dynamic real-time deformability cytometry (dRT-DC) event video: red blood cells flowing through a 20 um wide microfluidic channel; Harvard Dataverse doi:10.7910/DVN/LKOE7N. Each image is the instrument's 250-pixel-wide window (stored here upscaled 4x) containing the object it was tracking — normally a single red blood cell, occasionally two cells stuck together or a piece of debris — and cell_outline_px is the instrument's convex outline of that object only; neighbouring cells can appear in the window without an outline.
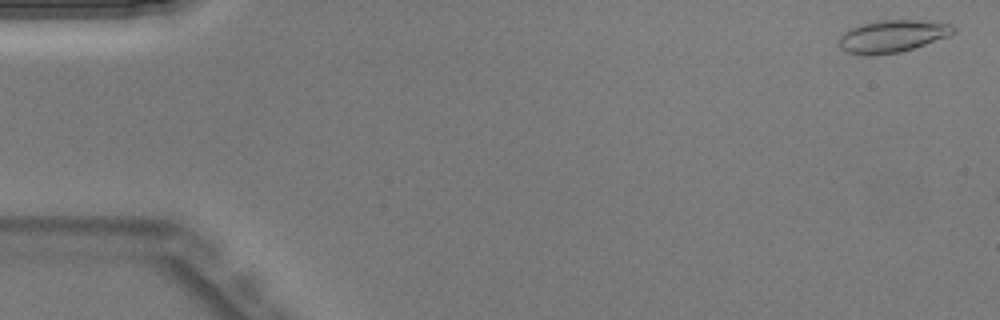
{"species": "Egyptian fruit bat (a non-hibernating species)", "species_latin": "Rousettus aegyptiacus", "temperature_condition": "warm", "stored_images_in_passage": 9, "camera_frame_rate_fps": 3000, "um_per_image_px": 0.085, "animal": {"sex": "male"}, "frame": {"image": 1, "passage_image": 2, "time_ms": 0.333, "image_size_px": [1000, 320], "cell_outline_px": [[956, 32], [948, 36], [900, 52], [872, 56], [864, 56], [848, 52], [840, 48], [840, 36], [844, 32], [860, 24], [876, 20], [916, 20], [952, 24], [956, 28]], "centroid_in_image_um": [75.84, 3.08], "position_along_channel_um": 9.2, "area_um2": 21.5}}